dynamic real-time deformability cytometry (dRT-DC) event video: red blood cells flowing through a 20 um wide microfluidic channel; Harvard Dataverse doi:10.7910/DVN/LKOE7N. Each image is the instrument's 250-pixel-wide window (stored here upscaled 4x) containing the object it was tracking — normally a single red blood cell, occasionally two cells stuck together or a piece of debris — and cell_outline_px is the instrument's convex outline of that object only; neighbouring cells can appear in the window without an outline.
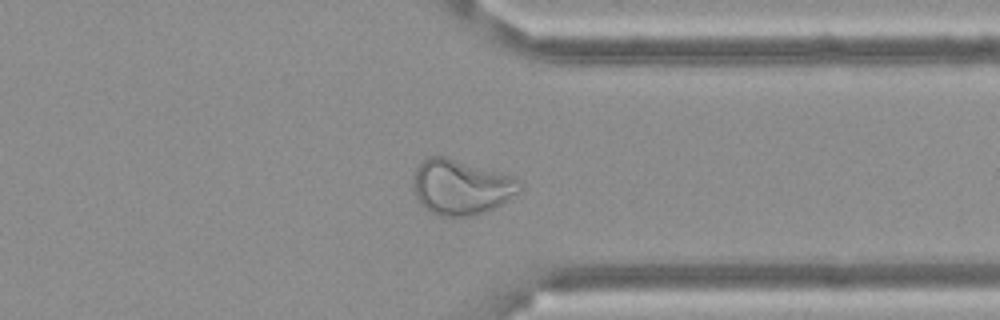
{"species": "Egyptian fruit bat (a non-hibernating species)", "species_latin": "Rousettus aegyptiacus", "temperature_condition": "cold", "stored_images_in_passage": 44, "segment_of_instrument_passage": [1, 2], "camera_frame_rate_fps": 3000, "um_per_image_px": 0.085, "frame": {"image": 1, "passage_image": 30, "time_ms": 9.667, "image_size_px": [1000, 320], "cell_outline_px": [[524, 188], [520, 192], [508, 200], [484, 212], [472, 216], [436, 216], [424, 208], [420, 204], [412, 188], [416, 168], [428, 156], [444, 156], [512, 176], [524, 184]], "centroid_in_image_um": [39.19, 15.92], "position_along_channel_um": 372.2, "area_um2": 34.22}}
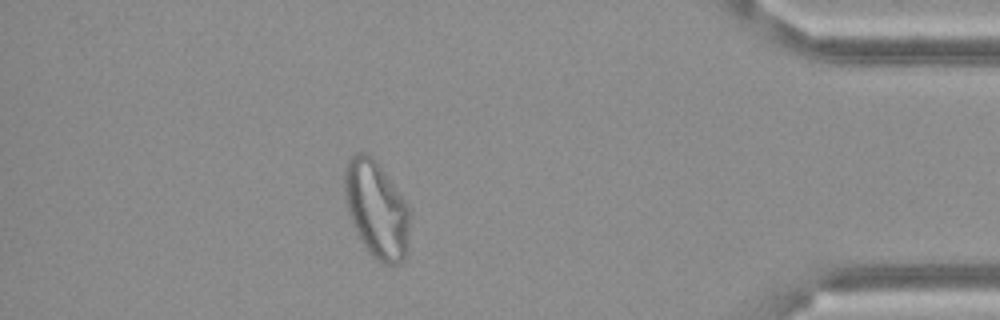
{"frame": {"image": 2, "passage_image": 36, "time_ms": 11.667, "image_size_px": [1000, 320], "cell_outline_px": [[408, 228], [404, 260], [400, 264], [384, 264], [376, 260], [368, 252], [360, 240], [356, 232], [348, 212], [344, 196], [344, 172], [348, 160], [356, 152], [364, 152], [372, 156], [376, 160], [408, 204]], "centroid_in_image_um": [31.97, 17.78], "position_along_channel_um": 403.2, "area_um2": 36.7}}